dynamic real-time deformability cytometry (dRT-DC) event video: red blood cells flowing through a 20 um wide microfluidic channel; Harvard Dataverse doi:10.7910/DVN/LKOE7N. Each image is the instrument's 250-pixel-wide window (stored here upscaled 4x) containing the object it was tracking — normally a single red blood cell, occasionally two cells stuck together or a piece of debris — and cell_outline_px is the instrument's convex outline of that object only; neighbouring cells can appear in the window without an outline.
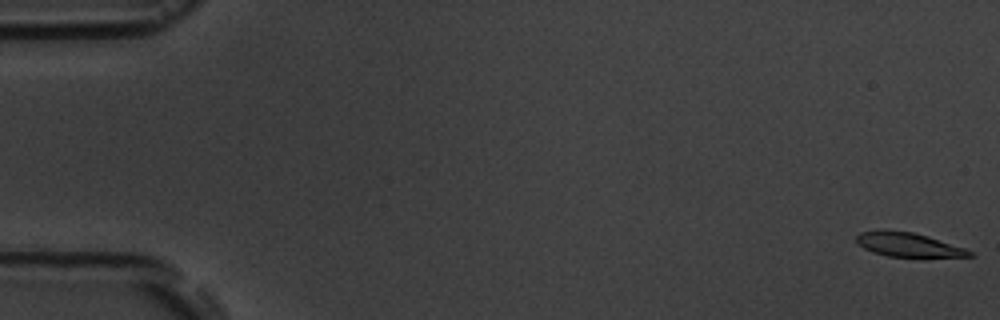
{"species": "common noctule bat (a hibernating species)", "species_latin": "Nyctalus noctula", "temperature_condition": "room temperature", "stored_images_in_passage": 5, "camera_frame_rate_fps": 3000, "um_per_image_px": 0.085, "animal": {"sex": "male", "body_mass_g": 19.5, "forearm_length_mm": 54.6}, "frame": {"image": 1, "passage_image": 1, "time_ms": 0.0, "image_size_px": [1000, 320], "cell_outline_px": [[972, 256], [888, 256], [872, 252], [856, 244], [856, 236], [860, 232], [912, 232], [928, 236], [964, 248], [972, 252]], "centroid_in_image_um": [77.17, 20.81], "position_along_channel_um": 7.8, "area_um2": 15.03}}
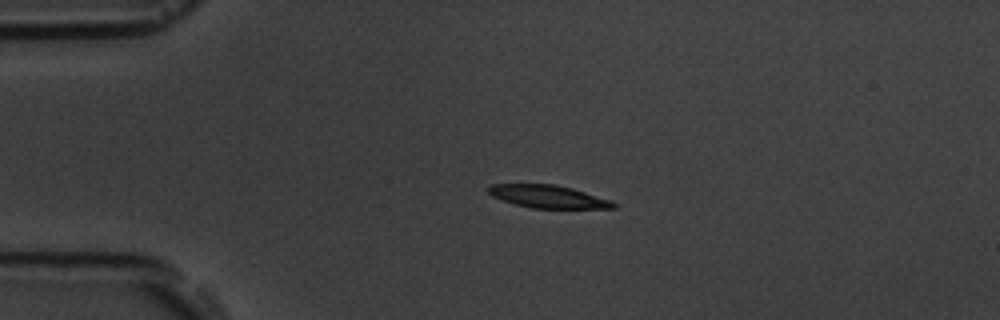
{"frame": {"image": 2, "passage_image": 4, "time_ms": 4.0, "image_size_px": [1000, 320], "cell_outline_px": [[620, 204], [616, 208], [532, 208], [516, 204], [492, 196], [488, 192], [488, 188], [492, 184], [552, 184], [572, 188], [612, 200]], "centroid_in_image_um": [46.66, 16.71], "position_along_channel_um": 38.3, "area_um2": 16.53}}